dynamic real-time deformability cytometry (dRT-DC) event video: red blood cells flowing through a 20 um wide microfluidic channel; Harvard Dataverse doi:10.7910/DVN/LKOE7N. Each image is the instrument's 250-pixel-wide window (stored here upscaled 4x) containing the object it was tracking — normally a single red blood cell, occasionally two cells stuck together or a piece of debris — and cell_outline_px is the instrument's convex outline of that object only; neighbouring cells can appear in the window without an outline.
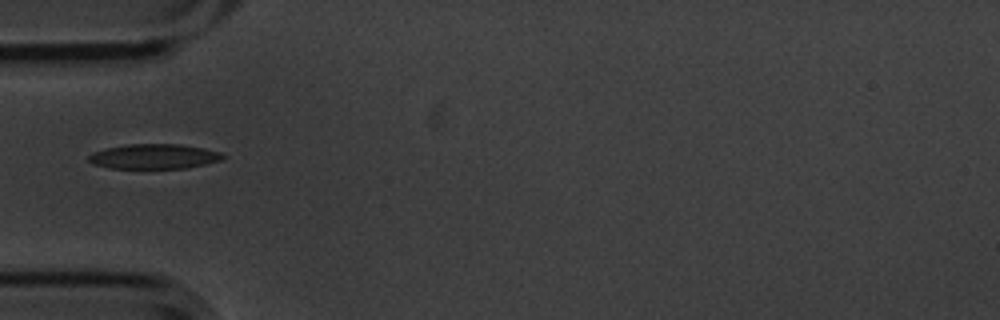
{"species": "common noctule bat (a hibernating species)", "species_latin": "Nyctalus noctula", "temperature_condition": "cold", "stored_images_in_passage": 7, "camera_frame_rate_fps": 3000, "um_per_image_px": 0.085, "animal": {"sex": "male", "body_mass_g": 20.1, "forearm_length_mm": 53.5}, "frame": {"image": 1, "passage_image": 5, "time_ms": 1.333, "image_size_px": [1000, 320], "cell_outline_px": [[224, 156], [220, 160], [188, 168], [112, 168], [92, 164], [88, 160], [88, 156], [92, 152], [108, 148], [128, 144], [180, 144], [204, 148], [220, 152]], "centroid_in_image_um": [13.07, 13.29], "position_along_channel_um": 71.9, "area_um2": 19.31}}
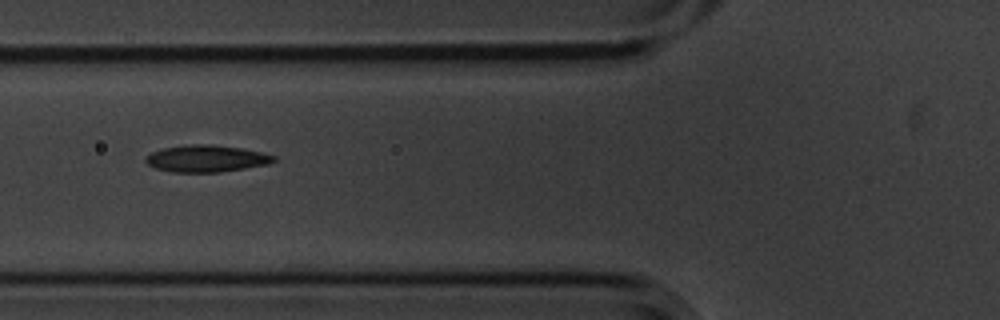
{"frame": {"image": 2, "passage_image": 6, "time_ms": 1.667, "image_size_px": [1000, 320], "cell_outline_px": [[276, 160], [268, 164], [220, 172], [172, 172], [156, 168], [148, 164], [144, 160], [144, 156], [152, 152], [164, 148], [192, 144], [212, 144], [244, 148], [276, 156]], "centroid_in_image_um": [17.54, 13.47], "position_along_channel_um": 108.3, "area_um2": 20.06}}
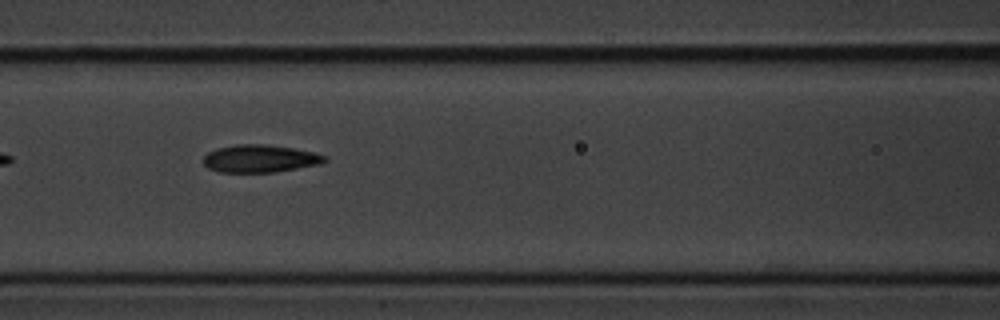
{"frame": {"image": 3, "passage_image": 7, "time_ms": 2.0, "image_size_px": [1000, 320], "cell_outline_px": [[328, 160], [320, 164], [272, 172], [220, 172], [208, 168], [204, 164], [204, 156], [208, 152], [216, 148], [236, 144], [268, 144], [296, 148], [328, 156]], "centroid_in_image_um": [22.11, 13.46], "position_along_channel_um": 144.5, "area_um2": 19.59}}